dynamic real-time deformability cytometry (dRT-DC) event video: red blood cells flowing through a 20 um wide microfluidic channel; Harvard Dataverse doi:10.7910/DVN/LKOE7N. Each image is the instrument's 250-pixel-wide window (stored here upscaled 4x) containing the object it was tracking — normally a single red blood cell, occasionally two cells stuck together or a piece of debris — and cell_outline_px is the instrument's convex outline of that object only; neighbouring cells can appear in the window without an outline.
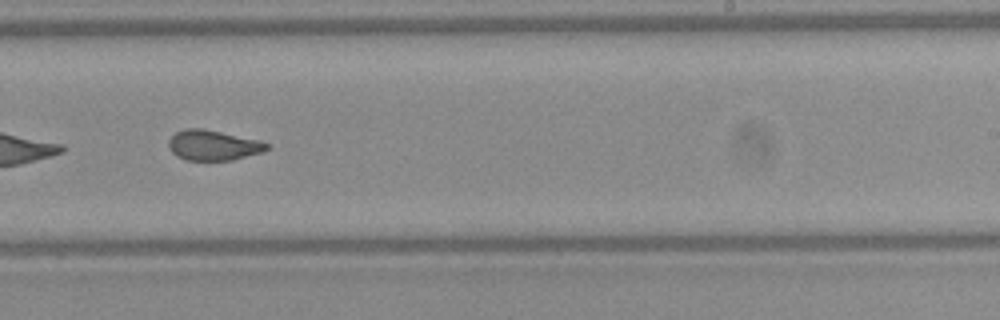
{"species": "Egyptian fruit bat (a non-hibernating species)", "species_latin": "Rousettus aegyptiacus", "temperature_condition": "warm", "stored_images_in_passage": 36, "camera_frame_rate_fps": 3000, "um_per_image_px": 0.085, "frame": {"image": 1, "passage_image": 16, "time_ms": 5.0, "image_size_px": [1000, 320], "cell_outline_px": [[268, 148], [264, 152], [232, 160], [188, 160], [176, 156], [168, 148], [168, 140], [176, 132], [184, 128], [200, 128], [260, 140], [268, 144]], "centroid_in_image_um": [18.1, 12.35], "position_along_channel_um": 270.9, "area_um2": 17.28}, "authors_computed_cell_mechanics": {"area_um2": 17.9469, "velocity_mm_per_s": 4.1007, "shape_relaxation_time_tau1_ms": null, "shape_relaxation_time_tau2_ms": 1.1469, "deformation_change_tau1": null, "deformation_change_tau2": 0.0694}}